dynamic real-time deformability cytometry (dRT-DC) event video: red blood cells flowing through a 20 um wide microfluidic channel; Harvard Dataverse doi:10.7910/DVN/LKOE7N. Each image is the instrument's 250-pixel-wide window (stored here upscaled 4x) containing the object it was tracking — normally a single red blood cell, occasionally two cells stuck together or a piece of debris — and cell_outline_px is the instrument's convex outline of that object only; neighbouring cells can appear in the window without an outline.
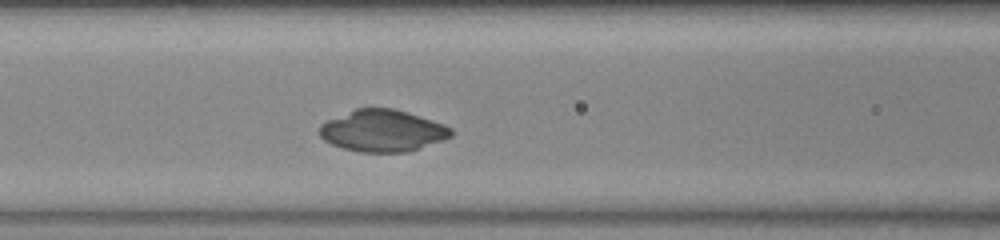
{"species": "common noctule bat (a hibernating species)", "species_latin": "Nyctalus noctula", "temperature_condition": "warm", "stored_images_in_passage": 40, "camera_frame_rate_fps": 3000, "um_per_image_px": 0.085, "animal": {"sex": "female", "body_mass_g": 23.0, "forearm_length_mm": 53.4}, "frame": {"image": 1, "passage_image": 17, "time_ms": 5.333, "image_size_px": [1000, 240], "cell_outline_px": [[452, 136], [444, 140], [408, 152], [360, 152], [344, 148], [332, 144], [324, 140], [320, 136], [320, 124], [328, 120], [356, 108], [392, 108], [444, 124], [452, 128]], "centroid_in_image_um": [32.53, 11.12], "position_along_channel_um": 134.1, "area_um2": 31.79}}
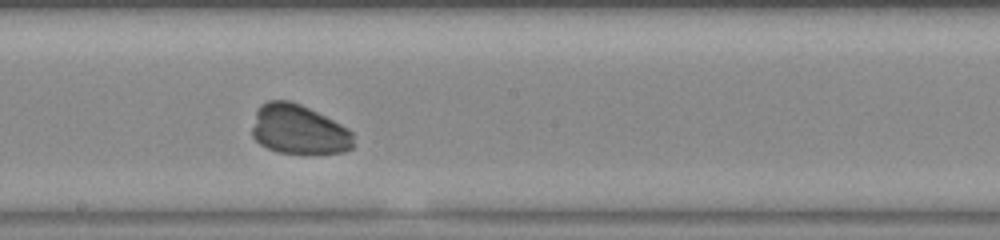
{"frame": {"image": 2, "passage_image": 24, "time_ms": 7.667, "image_size_px": [1000, 240], "cell_outline_px": [[352, 148], [344, 152], [276, 152], [260, 144], [252, 136], [252, 128], [256, 108], [260, 104], [268, 100], [288, 100], [300, 104], [348, 128], [352, 132]], "centroid_in_image_um": [25.33, 10.98], "position_along_channel_um": 222.9, "area_um2": 28.9}}
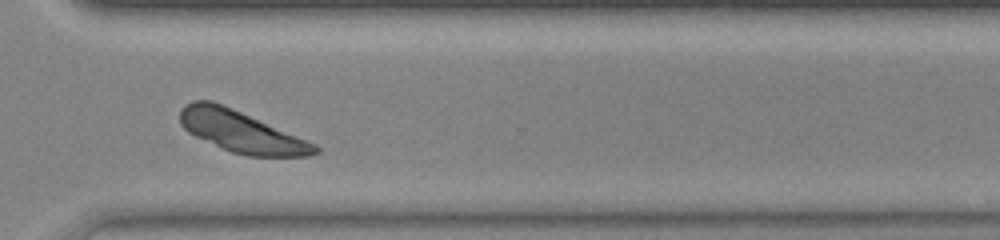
{"frame": {"image": 3, "passage_image": 34, "time_ms": 11.0, "image_size_px": [1000, 240], "cell_outline_px": [[320, 152], [308, 156], [248, 156], [232, 152], [196, 136], [188, 132], [180, 124], [180, 108], [184, 104], [192, 100], [212, 100], [232, 108], [316, 144], [320, 148]], "centroid_in_image_um": [20.48, 11.17], "position_along_channel_um": 350.1, "area_um2": 32.25}}